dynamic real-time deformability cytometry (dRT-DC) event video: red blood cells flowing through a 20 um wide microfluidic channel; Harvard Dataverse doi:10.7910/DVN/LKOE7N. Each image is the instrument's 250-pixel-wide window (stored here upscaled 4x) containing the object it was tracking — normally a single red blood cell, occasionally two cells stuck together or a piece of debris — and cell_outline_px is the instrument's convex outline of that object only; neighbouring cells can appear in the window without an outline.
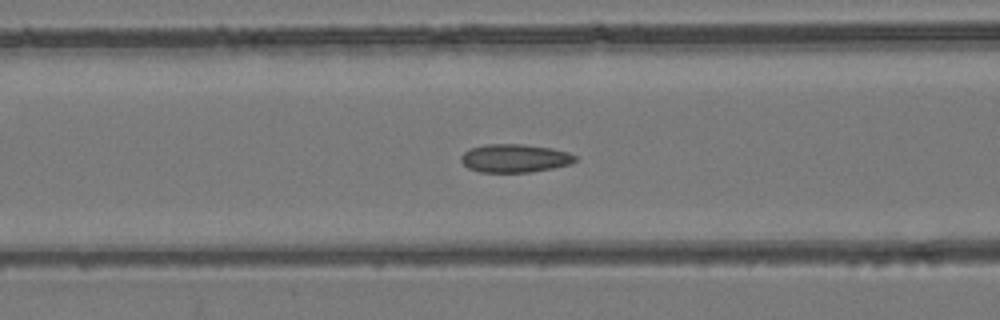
{"species": "common noctule bat (a hibernating species)", "species_latin": "Nyctalus noctula", "temperature_condition": "room temperature", "stored_images_in_passage": 55, "camera_frame_rate_fps": 3000, "um_per_image_px": 0.085, "animal": {"sex": "female", "body_mass_g": 24.6, "forearm_length_mm": 56.2}, "frame": {"image": 1, "passage_image": 23, "time_ms": 7.333, "image_size_px": [1000, 320], "cell_outline_px": [[576, 160], [572, 164], [532, 172], [480, 172], [468, 168], [460, 160], [460, 156], [464, 152], [472, 148], [484, 144], [524, 144], [552, 148], [568, 152], [576, 156]], "centroid_in_image_um": [43.76, 13.45], "position_along_channel_um": 122.8, "area_um2": 18.9}}
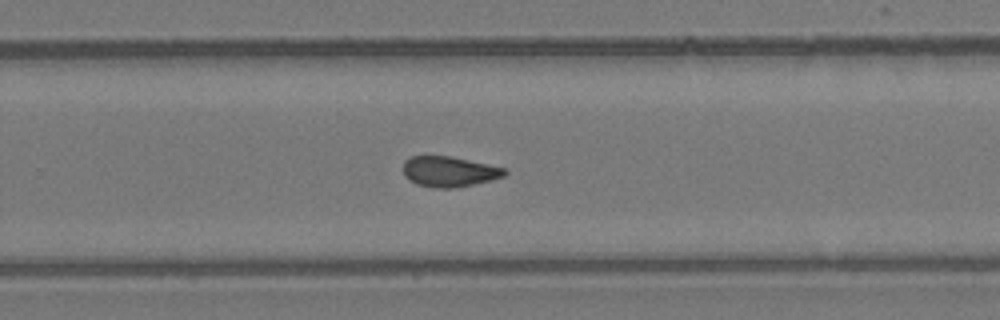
{"frame": {"image": 2, "passage_image": 36, "time_ms": 11.667, "image_size_px": [1000, 320], "cell_outline_px": [[508, 172], [504, 176], [472, 184], [452, 188], [436, 188], [416, 184], [408, 180], [404, 176], [404, 160], [412, 156], [452, 156], [488, 164], [504, 168]], "centroid_in_image_um": [38.14, 14.57], "position_along_channel_um": 291.7, "area_um2": 17.86}}
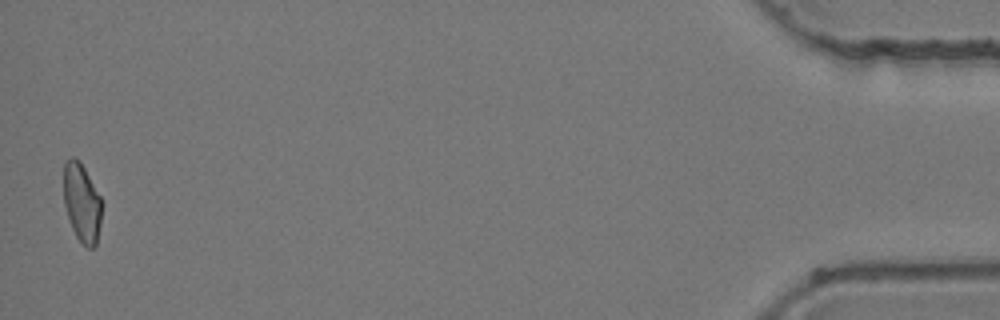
{"frame": {"image": 3, "passage_image": 54, "time_ms": 17.667, "image_size_px": [1000, 320], "cell_outline_px": [[100, 224], [96, 244], [92, 248], [88, 248], [76, 236], [72, 228], [64, 204], [64, 164], [72, 156], [80, 160], [100, 196]], "centroid_in_image_um": [6.94, 17.21], "position_along_channel_um": 428.3, "area_um2": 17.11}, "authors_computed_cell_mechanics": {"area_um2": 18.5538, "velocity_mm_per_s": 3.9105, "shape_relaxation_time_tau1_ms": 7.3022, "shape_relaxation_time_tau2_ms": 2.0338, "deformation_change_tau1": 0.1172, "deformation_change_tau2": 0.0724}}